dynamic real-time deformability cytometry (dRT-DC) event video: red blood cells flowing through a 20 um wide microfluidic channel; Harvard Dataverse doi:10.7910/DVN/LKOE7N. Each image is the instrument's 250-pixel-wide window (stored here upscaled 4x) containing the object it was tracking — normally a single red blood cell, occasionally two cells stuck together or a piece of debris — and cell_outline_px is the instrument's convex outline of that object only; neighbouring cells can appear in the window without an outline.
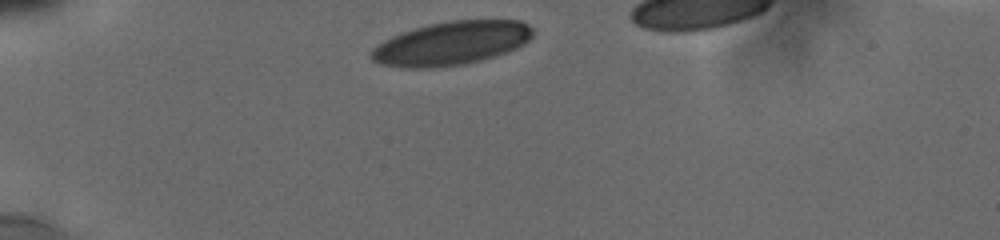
{"species": "human", "species_latin": "Homo sapiens", "temperature_condition": "cold", "stored_images_in_passage": 14, "camera_frame_rate_fps": 3000, "um_per_image_px": 0.085, "donor": {"sex": "male"}, "frame": {"image": 1, "passage_image": 1, "time_ms": 0.0, "image_size_px": [1000, 240], "cell_outline_px": [[532, 36], [524, 44], [516, 48], [480, 60], [464, 64], [428, 68], [404, 68], [380, 64], [372, 60], [368, 56], [372, 48], [376, 44], [400, 32], [428, 24], [448, 20], [520, 20], [528, 24], [532, 28]], "centroid_in_image_um": [38.3, 3.67], "position_along_channel_um": 46.7, "area_um2": 41.15}}
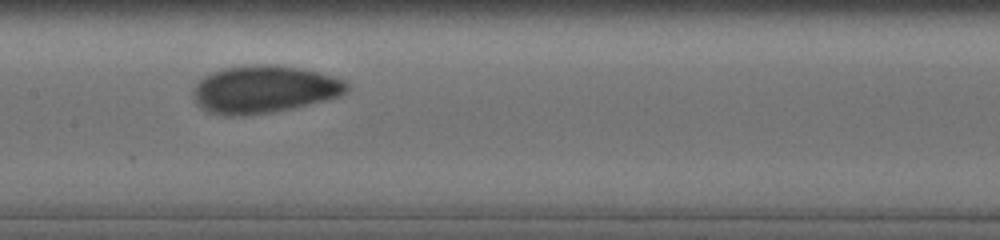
{"frame": {"image": 2, "passage_image": 8, "time_ms": 4.667, "image_size_px": [1000, 240], "cell_outline_px": [[352, 88], [340, 96], [328, 100], [292, 108], [272, 112], [232, 116], [224, 116], [208, 112], [196, 104], [192, 100], [192, 88], [204, 76], [212, 72], [224, 68], [244, 64], [272, 64], [300, 68], [320, 72], [344, 80]], "centroid_in_image_um": [22.44, 7.58], "position_along_channel_um": 185.0, "area_um2": 43.12}}
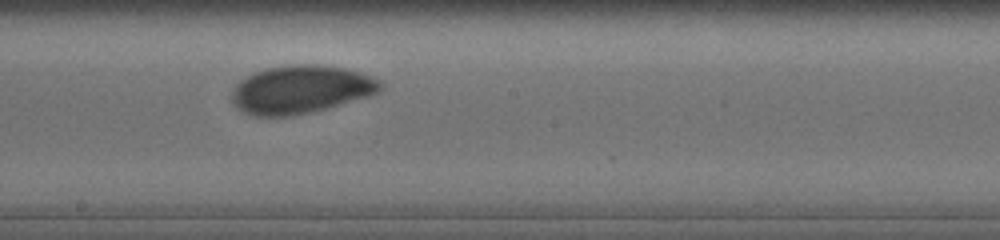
{"frame": {"image": 3, "passage_image": 11, "time_ms": 5.667, "image_size_px": [1000, 240], "cell_outline_px": [[384, 84], [376, 92], [368, 96], [328, 108], [312, 112], [292, 116], [252, 116], [244, 112], [232, 100], [232, 92], [236, 84], [240, 80], [256, 72], [268, 68], [284, 64], [316, 64], [344, 68], [360, 72], [372, 76], [380, 80]], "centroid_in_image_um": [25.58, 7.6], "position_along_channel_um": 222.6, "area_um2": 41.56}}